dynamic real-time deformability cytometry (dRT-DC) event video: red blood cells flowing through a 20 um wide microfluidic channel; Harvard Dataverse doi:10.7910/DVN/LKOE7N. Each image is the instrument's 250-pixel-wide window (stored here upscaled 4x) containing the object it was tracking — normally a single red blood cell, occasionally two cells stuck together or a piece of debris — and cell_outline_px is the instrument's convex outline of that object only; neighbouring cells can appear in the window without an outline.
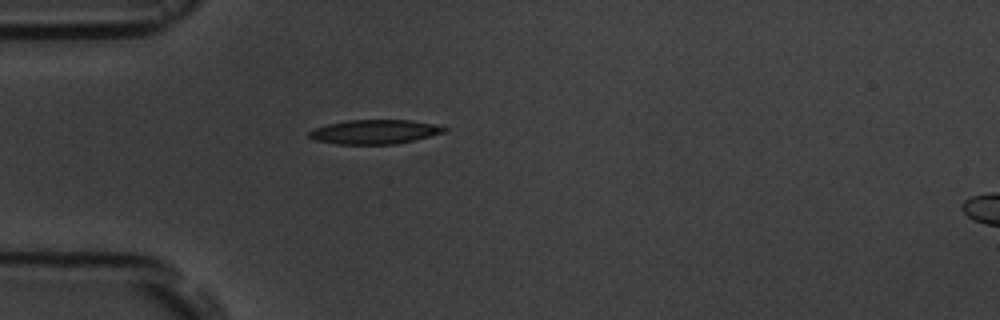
{"species": "common noctule bat (a hibernating species)", "species_latin": "Nyctalus noctula", "temperature_condition": "room temperature", "stored_images_in_passage": 2, "segment_of_instrument_passage": [1, 2], "camera_frame_rate_fps": 3000, "um_per_image_px": 0.085, "animal": {"sex": "male", "body_mass_g": 19.5, "forearm_length_mm": 54.6}, "frame": {"image": 1, "passage_image": 1, "time_ms": 0.0, "image_size_px": [1000, 320], "cell_outline_px": [[448, 128], [444, 132], [396, 144], [336, 144], [316, 140], [308, 136], [308, 132], [316, 128], [328, 124], [348, 120], [412, 120], [432, 124]], "centroid_in_image_um": [31.82, 11.2], "position_along_channel_um": 53.2, "area_um2": 18.79}}